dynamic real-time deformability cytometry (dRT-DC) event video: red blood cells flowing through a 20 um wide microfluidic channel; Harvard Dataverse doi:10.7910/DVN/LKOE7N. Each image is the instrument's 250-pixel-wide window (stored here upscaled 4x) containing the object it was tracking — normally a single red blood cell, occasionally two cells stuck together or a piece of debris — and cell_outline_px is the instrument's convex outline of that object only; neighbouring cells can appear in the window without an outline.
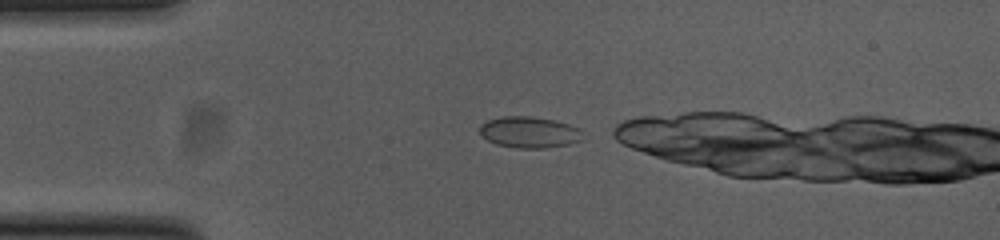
{"species": "common noctule bat (a hibernating species)", "species_latin": "Nyctalus noctula", "temperature_condition": "cold", "stored_images_in_passage": 5, "camera_frame_rate_fps": 3000, "um_per_image_px": 0.085, "animal": {"sex": "female", "body_mass_g": 23.0, "forearm_length_mm": 53.4}, "frame": {"image": 1, "passage_image": 1, "time_ms": 0.0, "image_size_px": [1000, 240], "cell_outline_px": [[584, 140], [568, 144], [544, 148], [516, 148], [496, 144], [480, 136], [480, 124], [488, 120], [504, 116], [532, 116], [552, 120], [568, 124], [580, 128], [584, 132]], "centroid_in_image_um": [45.02, 11.24], "position_along_channel_um": 40.0, "area_um2": 18.96}}